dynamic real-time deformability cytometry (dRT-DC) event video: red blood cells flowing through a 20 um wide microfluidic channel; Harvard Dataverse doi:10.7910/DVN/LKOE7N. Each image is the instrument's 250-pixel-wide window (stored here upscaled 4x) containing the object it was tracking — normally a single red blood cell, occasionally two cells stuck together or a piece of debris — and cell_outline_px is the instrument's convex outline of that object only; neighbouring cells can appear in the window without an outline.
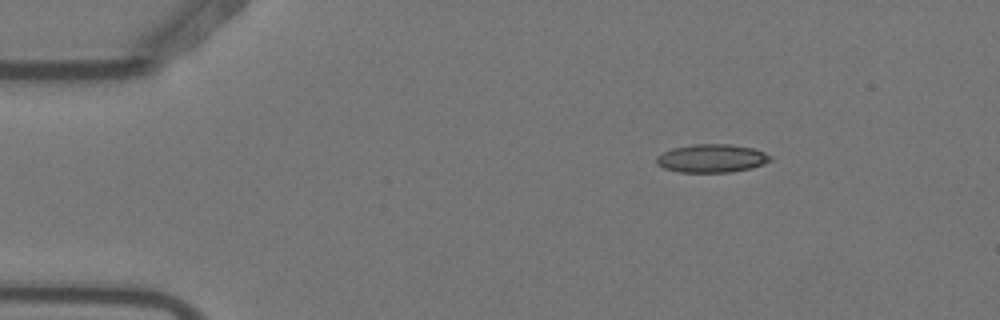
{"species": "Egyptian fruit bat (a non-hibernating species)", "species_latin": "Rousettus aegyptiacus", "temperature_condition": "warm", "stored_images_in_passage": 3, "camera_frame_rate_fps": 3000, "um_per_image_px": 0.085, "animal": {"sex": "female"}, "frame": {"image": 1, "passage_image": 1, "time_ms": 0.0, "image_size_px": [1000, 320], "cell_outline_px": [[772, 160], [764, 164], [752, 168], [732, 172], [680, 172], [664, 168], [656, 164], [656, 156], [672, 148], [692, 144], [728, 144], [752, 148], [764, 152], [772, 156]], "centroid_in_image_um": [60.5, 13.46], "position_along_channel_um": 24.5, "area_um2": 18.84}}